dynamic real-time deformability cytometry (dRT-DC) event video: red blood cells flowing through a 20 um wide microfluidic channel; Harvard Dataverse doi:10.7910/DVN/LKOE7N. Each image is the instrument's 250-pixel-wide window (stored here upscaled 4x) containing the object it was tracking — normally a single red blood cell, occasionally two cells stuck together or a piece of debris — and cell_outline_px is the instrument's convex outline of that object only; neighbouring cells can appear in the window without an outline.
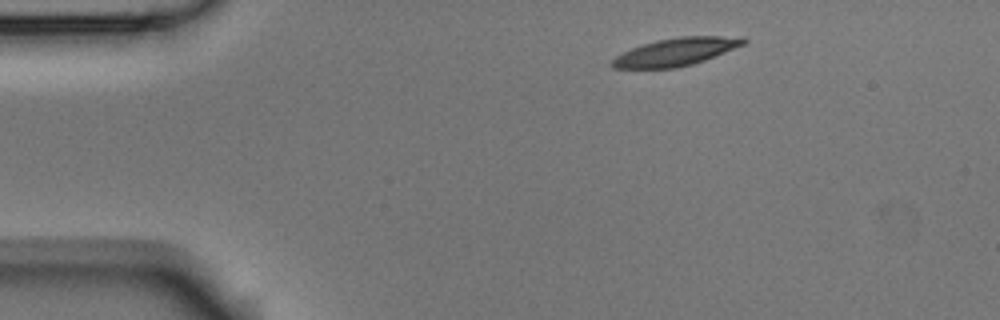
{"species": "Egyptian fruit bat (a non-hibernating species)", "species_latin": "Rousettus aegyptiacus", "temperature_condition": "room temperature", "stored_images_in_passage": 2, "camera_frame_rate_fps": 3000, "um_per_image_px": 0.085, "animal": {"sex": "male"}, "frame": {"image": 1, "passage_image": 1, "time_ms": 0.0, "image_size_px": [1000, 320], "cell_outline_px": [[748, 40], [744, 44], [704, 60], [692, 64], [676, 68], [612, 68], [608, 64], [616, 56], [632, 48], [656, 40], [680, 36], [744, 36]], "centroid_in_image_um": [57.45, 4.4], "position_along_channel_um": 27.5, "area_um2": 21.15}}